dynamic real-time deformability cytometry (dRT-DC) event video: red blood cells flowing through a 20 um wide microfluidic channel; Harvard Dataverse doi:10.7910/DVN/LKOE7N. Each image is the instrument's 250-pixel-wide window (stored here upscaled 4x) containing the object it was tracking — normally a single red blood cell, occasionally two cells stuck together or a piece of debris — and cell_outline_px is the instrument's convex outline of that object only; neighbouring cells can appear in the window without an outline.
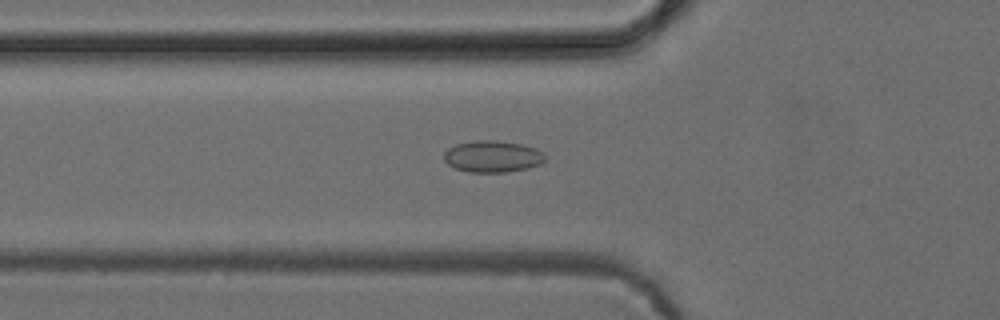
{"species": "common noctule bat (a hibernating species)", "species_latin": "Nyctalus noctula", "temperature_condition": "cold", "stored_images_in_passage": 36, "camera_frame_rate_fps": 3000, "um_per_image_px": 0.085, "animal": {"sex": "female", "body_mass_g": 24.6, "forearm_length_mm": 56.2}, "frame": {"image": 1, "passage_image": 2, "time_ms": 0.333, "image_size_px": [1000, 320], "cell_outline_px": [[544, 160], [540, 164], [528, 168], [508, 172], [468, 172], [456, 168], [448, 164], [444, 160], [444, 152], [448, 148], [456, 144], [476, 140], [496, 140], [524, 144], [536, 148], [544, 152]], "centroid_in_image_um": [41.88, 13.29], "position_along_channel_um": 83.9, "area_um2": 18.79}}
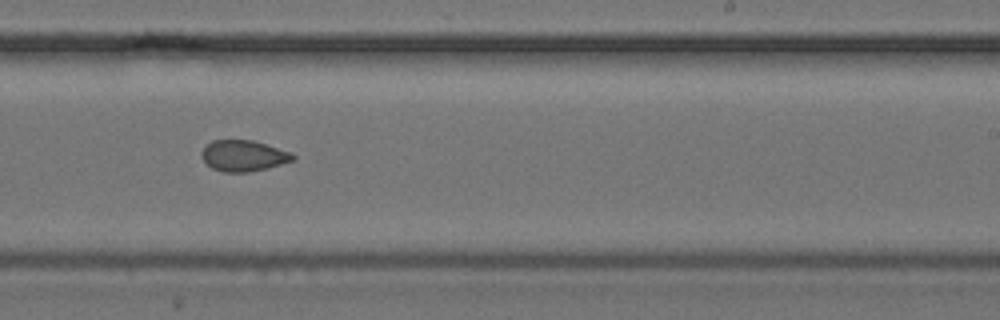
{"frame": {"image": 2, "passage_image": 16, "time_ms": 5.0, "image_size_px": [1000, 320], "cell_outline_px": [[296, 160], [268, 168], [248, 172], [224, 172], [212, 168], [200, 156], [200, 152], [212, 140], [252, 140], [292, 152], [296, 156]], "centroid_in_image_um": [20.73, 13.24], "position_along_channel_um": 268.3, "area_um2": 16.59}}
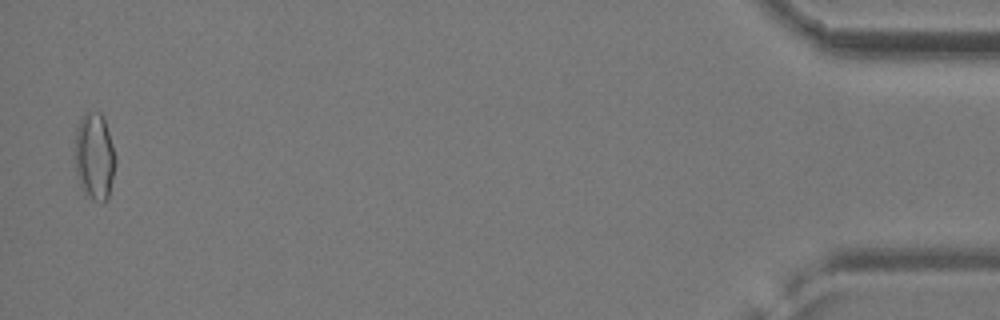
{"frame": {"image": 3, "passage_image": 35, "time_ms": 11.333, "image_size_px": [1000, 320], "cell_outline_px": [[116, 164], [108, 200], [92, 200], [88, 196], [80, 184], [76, 176], [76, 128], [84, 112], [100, 112], [104, 116], [116, 156]], "centroid_in_image_um": [8.06, 13.27], "position_along_channel_um": 427.1, "area_um2": 20.58}, "authors_computed_cell_mechanics": {"area_um2": 17.3689, "velocity_mm_per_s": 3.9465, "shape_relaxation_time_tau1_ms": null, "shape_relaxation_time_tau2_ms": 2.1986, "deformation_change_tau1": null, "deformation_change_tau2": 0.063}}